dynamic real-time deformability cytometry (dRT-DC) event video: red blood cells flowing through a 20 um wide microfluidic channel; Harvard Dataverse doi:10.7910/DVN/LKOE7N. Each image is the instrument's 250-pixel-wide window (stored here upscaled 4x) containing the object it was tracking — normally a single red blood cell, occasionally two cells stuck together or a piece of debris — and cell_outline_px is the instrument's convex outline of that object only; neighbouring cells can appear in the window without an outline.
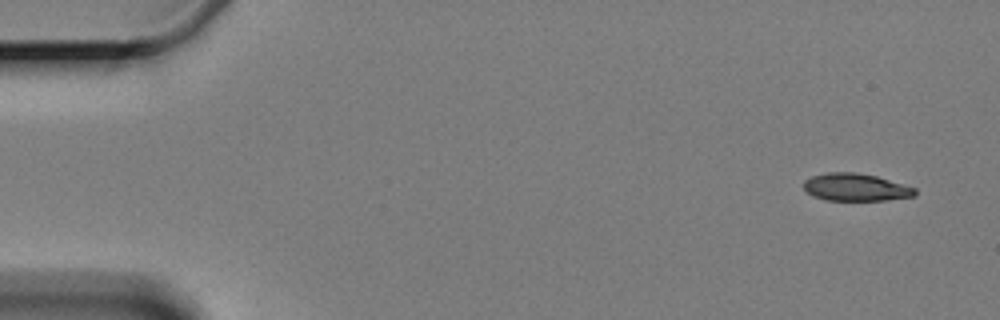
{"species": "Egyptian fruit bat (a non-hibernating species)", "species_latin": "Rousettus aegyptiacus", "temperature_condition": "cold", "stored_images_in_passage": 4, "camera_frame_rate_fps": 3000, "um_per_image_px": 0.085, "animal": {"sex": "female"}, "frame": {"image": 1, "passage_image": 1, "time_ms": 0.0, "image_size_px": [1000, 320], "cell_outline_px": [[916, 196], [884, 200], [824, 200], [812, 196], [804, 188], [804, 180], [812, 176], [828, 172], [856, 172], [876, 176], [916, 188]], "centroid_in_image_um": [72.72, 15.92], "position_along_channel_um": 12.3, "area_um2": 17.8}}